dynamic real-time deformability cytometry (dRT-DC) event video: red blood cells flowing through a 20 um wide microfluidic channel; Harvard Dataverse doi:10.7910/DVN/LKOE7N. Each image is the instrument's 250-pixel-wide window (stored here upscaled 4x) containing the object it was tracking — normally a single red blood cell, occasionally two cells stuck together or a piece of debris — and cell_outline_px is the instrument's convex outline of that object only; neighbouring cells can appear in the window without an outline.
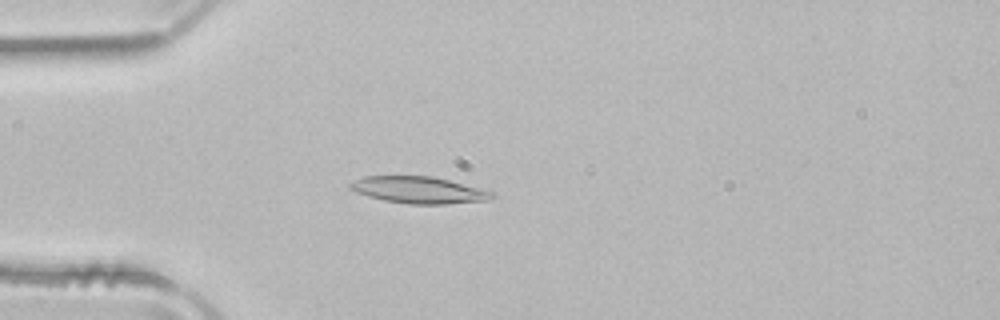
{"species": "common noctule bat (a hibernating species)", "species_latin": "Nyctalus noctula", "temperature_condition": "room temperature", "stored_images_in_passage": 43, "camera_frame_rate_fps": 3000, "um_per_image_px": 0.085, "animal": {"sex": "male", "body_mass_g": 21.5, "forearm_length_mm": 52.0}, "frame": {"image": 1, "passage_image": 6, "time_ms": 1.667, "image_size_px": [1000, 320], "cell_outline_px": [[496, 196], [488, 200], [448, 204], [408, 204], [384, 200], [368, 196], [356, 192], [348, 188], [348, 184], [364, 176], [432, 176], [496, 192]], "centroid_in_image_um": [35.62, 16.15], "position_along_channel_um": 49.4, "area_um2": 22.14}}
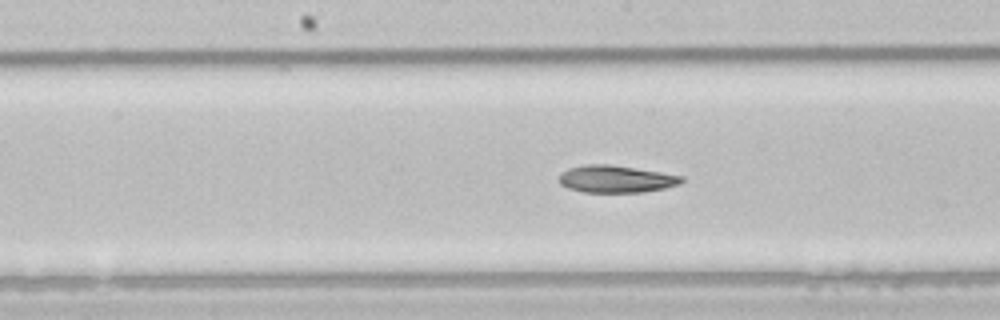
{"frame": {"image": 2, "passage_image": 18, "time_ms": 5.667, "image_size_px": [1000, 320], "cell_outline_px": [[684, 180], [680, 184], [664, 188], [644, 192], [580, 192], [568, 188], [560, 184], [556, 180], [560, 172], [568, 168], [584, 164], [608, 164], [636, 168], [684, 176]], "centroid_in_image_um": [52.3, 15.21], "position_along_channel_um": 195.9, "area_um2": 19.71}}
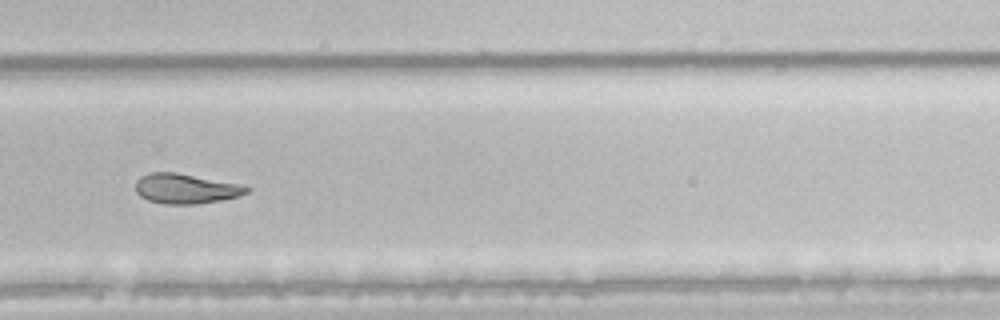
{"frame": {"image": 3, "passage_image": 27, "time_ms": 8.667, "image_size_px": [1000, 320], "cell_outline_px": [[252, 188], [248, 192], [240, 196], [220, 200], [196, 204], [168, 204], [148, 200], [140, 196], [136, 192], [136, 180], [140, 176], [148, 172], [176, 172], [248, 184]], "centroid_in_image_um": [15.87, 16.01], "position_along_channel_um": 313.9, "area_um2": 19.88}, "authors_computed_cell_mechanics": {"area_um2": 21.2704, "velocity_mm_per_s": 3.9669, "shape_relaxation_time_tau1_ms": null, "shape_relaxation_time_tau2_ms": 5.527, "deformation_change_tau1": null, "deformation_change_tau2": 0.1306}}